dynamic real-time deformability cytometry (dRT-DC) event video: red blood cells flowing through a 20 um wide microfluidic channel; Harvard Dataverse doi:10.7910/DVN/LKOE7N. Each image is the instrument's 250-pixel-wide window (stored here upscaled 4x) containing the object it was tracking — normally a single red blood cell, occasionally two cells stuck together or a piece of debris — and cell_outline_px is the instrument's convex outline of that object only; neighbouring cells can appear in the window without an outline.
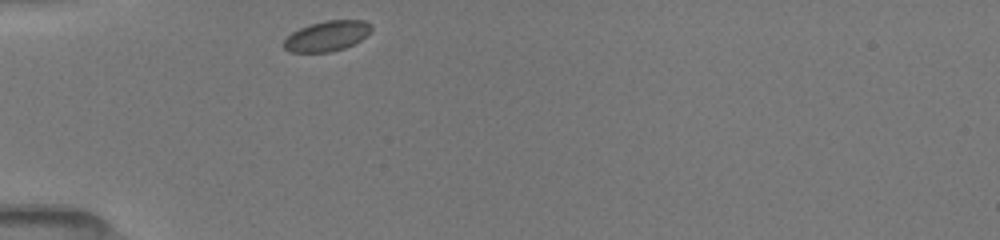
{"species": "common noctule bat (a hibernating species)", "species_latin": "Nyctalus noctula", "temperature_condition": "room temperature", "stored_images_in_passage": 37, "camera_frame_rate_fps": 3000, "um_per_image_px": 0.085, "animal": {"sex": "female", "body_mass_g": 19.5, "forearm_length_mm": 54.1}, "frame": {"image": 1, "passage_image": 1, "time_ms": 0.0, "image_size_px": [1000, 240], "cell_outline_px": [[372, 28], [360, 40], [344, 48], [328, 52], [292, 52], [284, 48], [284, 40], [292, 32], [308, 24], [324, 20], [364, 20], [372, 24]], "centroid_in_image_um": [27.78, 3.04], "position_along_channel_um": 57.2, "area_um2": 15.32}}
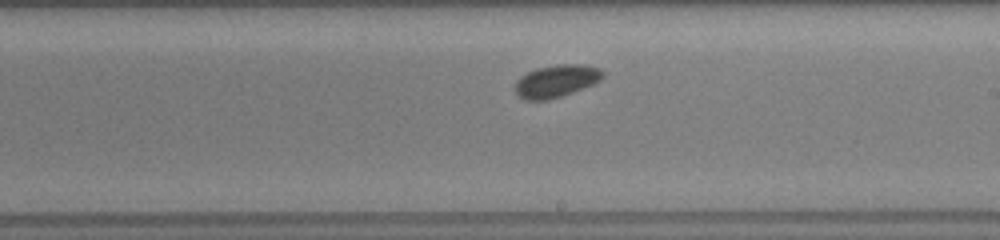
{"frame": {"image": 2, "passage_image": 16, "time_ms": 5.0, "image_size_px": [1000, 240], "cell_outline_px": [[604, 76], [600, 80], [592, 84], [572, 92], [548, 100], [524, 100], [512, 88], [516, 80], [520, 76], [536, 68], [556, 64], [584, 64], [600, 68], [604, 72]], "centroid_in_image_um": [47.25, 6.87], "position_along_channel_um": 241.7, "area_um2": 16.7}}
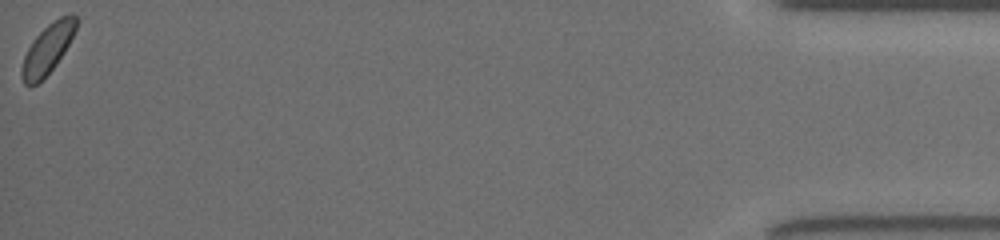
{"frame": {"image": 3, "passage_image": 37, "time_ms": 12.0, "image_size_px": [1000, 240], "cell_outline_px": [[76, 28], [64, 52], [56, 64], [36, 84], [24, 84], [20, 72], [20, 68], [24, 56], [28, 48], [36, 36], [48, 24], [60, 16], [68, 12], [72, 12], [76, 16]], "centroid_in_image_um": [4.04, 4.11], "position_along_channel_um": 431.2, "area_um2": 15.43}}